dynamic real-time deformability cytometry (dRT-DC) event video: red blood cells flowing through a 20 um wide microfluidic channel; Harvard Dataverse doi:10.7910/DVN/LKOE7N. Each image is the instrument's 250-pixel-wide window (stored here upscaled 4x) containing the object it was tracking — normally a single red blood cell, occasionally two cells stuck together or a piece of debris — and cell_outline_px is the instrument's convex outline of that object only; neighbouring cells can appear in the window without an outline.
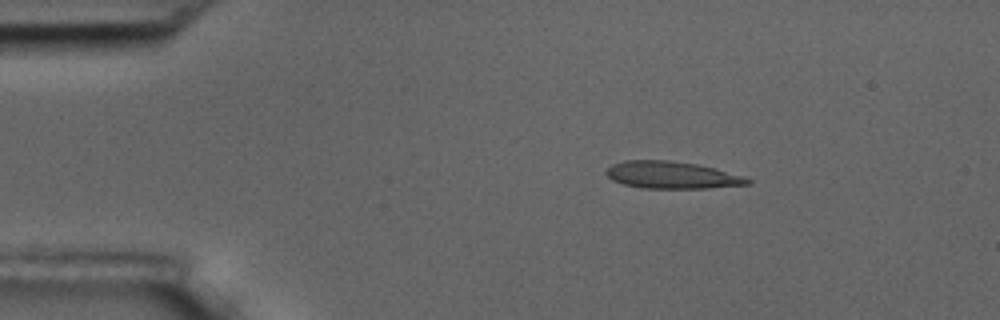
{"species": "common noctule bat (a hibernating species)", "species_latin": "Nyctalus noctula", "temperature_condition": "room temperature", "stored_images_in_passage": 4, "camera_frame_rate_fps": 3000, "um_per_image_px": 0.085, "animal": {"sex": "male", "body_mass_g": 17.5, "forearm_length_mm": 52.3}, "frame": {"image": 1, "passage_image": 2, "time_ms": 2.0, "image_size_px": [1000, 320], "cell_outline_px": [[752, 184], [708, 188], [644, 188], [624, 184], [612, 180], [604, 172], [612, 164], [624, 160], [668, 160], [696, 164], [744, 176], [752, 180]], "centroid_in_image_um": [57.1, 14.88], "position_along_channel_um": 27.9, "area_um2": 22.25}}